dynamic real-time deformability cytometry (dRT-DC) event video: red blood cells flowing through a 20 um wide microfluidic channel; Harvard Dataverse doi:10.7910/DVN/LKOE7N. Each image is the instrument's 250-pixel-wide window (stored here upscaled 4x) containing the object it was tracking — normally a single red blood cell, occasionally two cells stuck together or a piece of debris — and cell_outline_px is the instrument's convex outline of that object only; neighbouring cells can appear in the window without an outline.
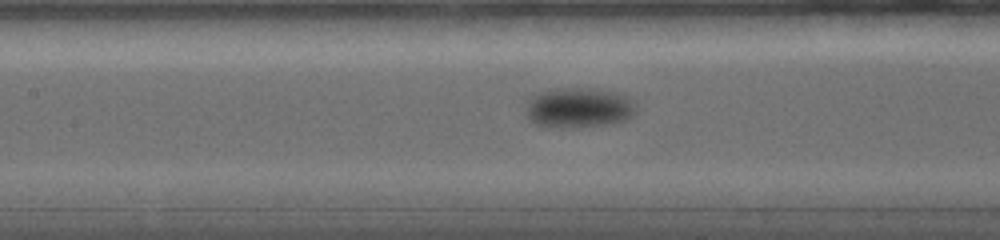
{"species": "common noctule bat (a hibernating species)", "species_latin": "Nyctalus noctula", "temperature_condition": "warm", "stored_images_in_passage": 69, "camera_frame_rate_fps": 5000, "um_per_image_px": 0.085, "animal": {"sex": "female", "body_mass_g": 19.0, "forearm_length_mm": 56.7}, "frame": {"image": 1, "passage_image": 26, "time_ms": 6.6, "image_size_px": [1000, 240], "cell_outline_px": [[636, 112], [632, 116], [624, 120], [608, 124], [572, 128], [548, 128], [536, 124], [528, 116], [524, 100], [540, 92], [552, 88], [596, 88], [616, 92], [628, 96], [632, 100]], "centroid_in_image_um": [49.16, 9.15], "position_along_channel_um": 158.2, "area_um2": 26.24}}
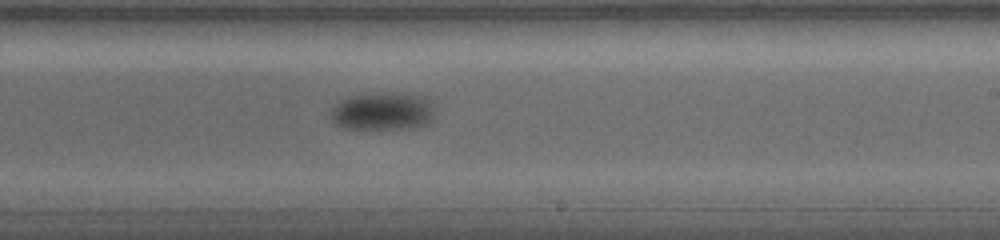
{"frame": {"image": 2, "passage_image": 37, "time_ms": 9.4, "image_size_px": [1000, 240], "cell_outline_px": [[432, 120], [428, 124], [412, 128], [340, 128], [328, 116], [332, 108], [340, 100], [348, 96], [368, 92], [400, 92], [428, 96], [432, 104]], "centroid_in_image_um": [32.51, 9.42], "position_along_channel_um": 256.5, "area_um2": 23.58}}
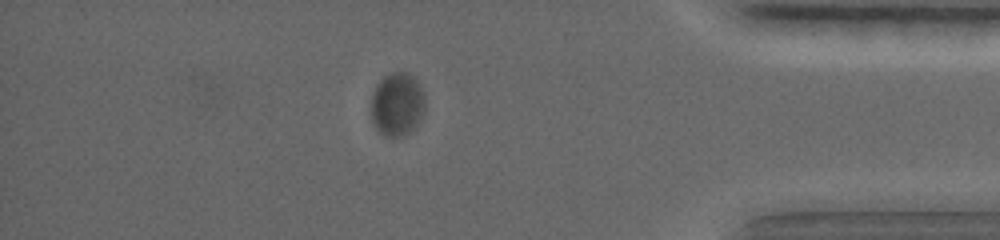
{"frame": {"image": 3, "passage_image": 54, "time_ms": 14.4, "image_size_px": [1000, 240], "cell_outline_px": [[424, 112], [416, 128], [412, 132], [400, 136], [384, 136], [372, 124], [372, 96], [376, 84], [384, 76], [392, 72], [408, 72], [420, 84], [424, 92]], "centroid_in_image_um": [33.78, 8.87], "position_along_channel_um": 401.4, "area_um2": 20.17}, "authors_computed_cell_mechanics": {"area_um2": 21.675, "velocity_mm_per_s": 3.5201, "shape_relaxation_time_tau1_ms": 1.9934, "shape_relaxation_time_tau2_ms": null, "deformation_change_tau1": 0.0863, "deformation_change_tau2": null}}